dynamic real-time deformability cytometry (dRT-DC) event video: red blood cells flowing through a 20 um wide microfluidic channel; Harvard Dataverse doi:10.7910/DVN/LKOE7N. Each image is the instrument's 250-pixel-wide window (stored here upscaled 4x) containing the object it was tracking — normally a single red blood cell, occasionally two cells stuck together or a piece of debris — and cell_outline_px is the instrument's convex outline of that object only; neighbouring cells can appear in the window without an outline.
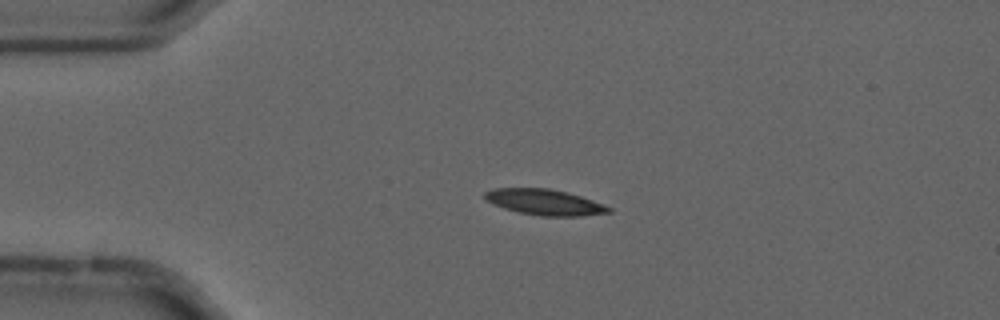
{"species": "common noctule bat (a hibernating species)", "species_latin": "Nyctalus noctula", "temperature_condition": "cold", "stored_images_in_passage": 55, "camera_frame_rate_fps": 3000, "um_per_image_px": 0.085, "animal": {"sex": "male", "forearm_length_mm": 52.5}, "frame": {"image": 1, "passage_image": 12, "time_ms": 3.667, "image_size_px": [1000, 320], "cell_outline_px": [[612, 212], [580, 216], [540, 216], [520, 212], [504, 208], [492, 204], [484, 200], [484, 192], [496, 188], [548, 188], [568, 192], [604, 204], [612, 208]], "centroid_in_image_um": [46.29, 17.18], "position_along_channel_um": 38.7, "area_um2": 18.67}}
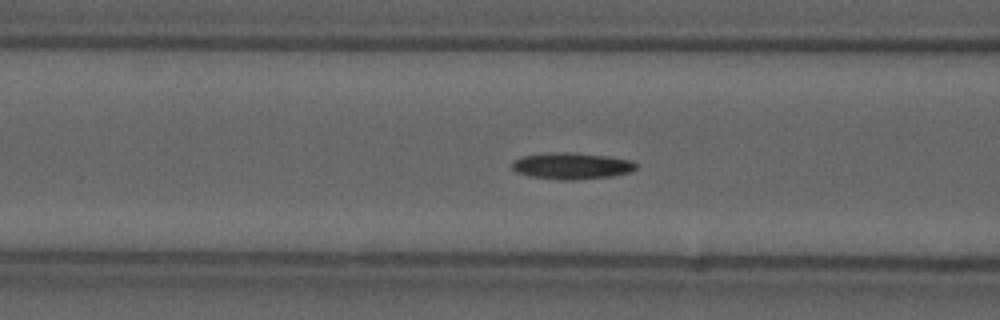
{"frame": {"image": 2, "passage_image": 21, "time_ms": 6.667, "image_size_px": [1000, 320], "cell_outline_px": [[640, 164], [636, 168], [628, 172], [612, 176], [576, 180], [560, 180], [532, 176], [516, 172], [512, 168], [512, 160], [520, 156], [548, 152], [572, 152], [608, 156], [628, 160]], "centroid_in_image_um": [48.56, 14.09], "position_along_channel_um": 118.0, "area_um2": 19.31}}
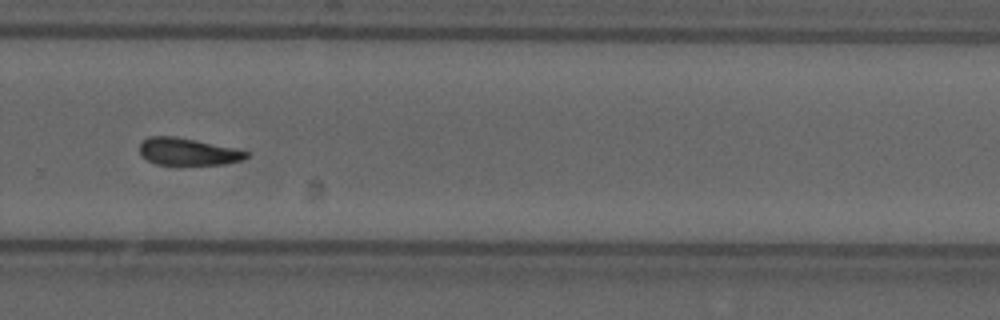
{"frame": {"image": 3, "passage_image": 37, "time_ms": 12.0, "image_size_px": [1000, 320], "cell_outline_px": [[248, 156], [240, 160], [224, 164], [156, 164], [140, 156], [140, 144], [148, 136], [176, 136], [236, 148], [248, 152]], "centroid_in_image_um": [15.94, 12.88], "position_along_channel_um": 313.9, "area_um2": 16.76}, "authors_computed_cell_mechanics": {"area_um2": 17.7446, "velocity_mm_per_s": 3.6841, "shape_relaxation_time_tau1_ms": 9.1939, "shape_relaxation_time_tau2_ms": null, "deformation_change_tau1": 0.1662, "deformation_change_tau2": null}}